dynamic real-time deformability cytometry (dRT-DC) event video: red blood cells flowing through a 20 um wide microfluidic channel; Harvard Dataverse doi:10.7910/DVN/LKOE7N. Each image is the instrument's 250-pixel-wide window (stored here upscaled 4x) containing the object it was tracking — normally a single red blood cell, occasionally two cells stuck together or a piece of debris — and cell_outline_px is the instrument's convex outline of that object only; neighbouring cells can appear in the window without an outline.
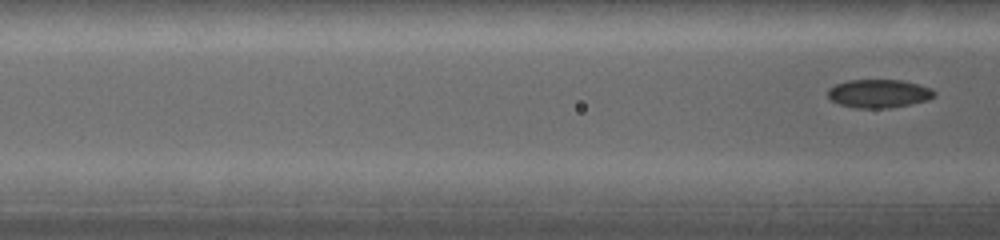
{"species": "common noctule bat (a hibernating species)", "species_latin": "Nyctalus noctula", "temperature_condition": "warm", "stored_images_in_passage": 5, "camera_frame_rate_fps": 5000, "um_per_image_px": 0.085, "animal": {"sex": "female", "body_mass_g": 19.0, "forearm_length_mm": 53.3}, "frame": {"image": 1, "passage_image": 5, "time_ms": 1.8, "image_size_px": [1000, 240], "cell_outline_px": [[936, 96], [928, 100], [912, 104], [888, 108], [856, 108], [840, 104], [832, 100], [828, 96], [828, 88], [836, 84], [848, 80], [900, 80], [932, 88], [936, 92]], "centroid_in_image_um": [74.73, 7.95], "position_along_channel_um": 91.9, "area_um2": 17.63}}